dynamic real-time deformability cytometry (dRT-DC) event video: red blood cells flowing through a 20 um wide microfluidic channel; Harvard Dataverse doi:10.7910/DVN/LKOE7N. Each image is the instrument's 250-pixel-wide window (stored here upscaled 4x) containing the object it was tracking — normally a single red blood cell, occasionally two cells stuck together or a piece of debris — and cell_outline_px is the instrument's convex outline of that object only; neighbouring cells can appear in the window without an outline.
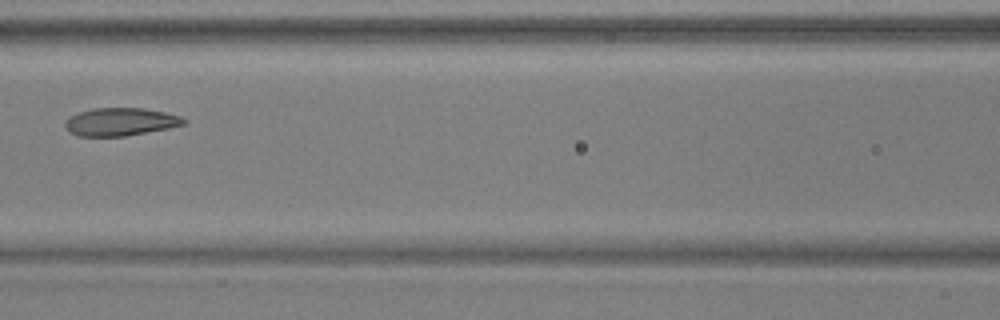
{"species": "common noctule bat (a hibernating species)", "species_latin": "Nyctalus noctula", "temperature_condition": "warm", "stored_images_in_passage": 7, "camera_frame_rate_fps": 3000, "um_per_image_px": 0.085, "animal": {"sex": "male", "body_mass_g": 17.9, "forearm_length_mm": 54.2}, "frame": {"image": 1, "passage_image": 7, "time_ms": 2.0, "image_size_px": [1000, 320], "cell_outline_px": [[188, 124], [168, 128], [124, 136], [80, 136], [72, 132], [64, 124], [64, 120], [80, 112], [92, 108], [144, 108], [164, 112], [180, 116], [188, 120]], "centroid_in_image_um": [10.29, 10.34], "position_along_channel_um": 156.3, "area_um2": 19.13}}